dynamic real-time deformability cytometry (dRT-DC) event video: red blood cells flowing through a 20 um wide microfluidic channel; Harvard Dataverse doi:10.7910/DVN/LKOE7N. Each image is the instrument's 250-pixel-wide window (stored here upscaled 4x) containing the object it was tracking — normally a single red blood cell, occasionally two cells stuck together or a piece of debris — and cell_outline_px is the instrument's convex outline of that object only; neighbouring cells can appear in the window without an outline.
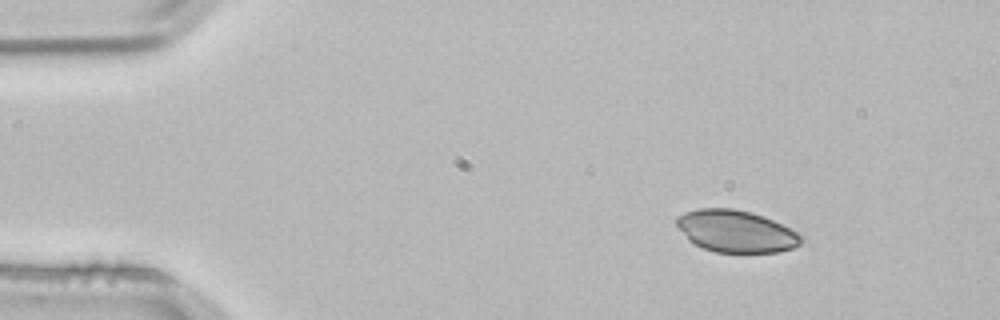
{"species": "common noctule bat (a hibernating species)", "species_latin": "Nyctalus noctula", "temperature_condition": "room temperature", "stored_images_in_passage": 2, "camera_frame_rate_fps": 3000, "um_per_image_px": 0.085, "animal": {"sex": "male", "body_mass_g": 21.5, "forearm_length_mm": 52.0}, "frame": {"image": 1, "passage_image": 1, "time_ms": 0.0, "image_size_px": [1000, 320], "cell_outline_px": [[804, 240], [800, 244], [792, 248], [776, 252], [716, 252], [692, 244], [688, 240], [676, 224], [676, 216], [684, 212], [700, 208], [732, 208], [752, 212], [764, 216], [804, 236]], "centroid_in_image_um": [62.54, 19.65], "position_along_channel_um": 22.5, "area_um2": 30.52}}